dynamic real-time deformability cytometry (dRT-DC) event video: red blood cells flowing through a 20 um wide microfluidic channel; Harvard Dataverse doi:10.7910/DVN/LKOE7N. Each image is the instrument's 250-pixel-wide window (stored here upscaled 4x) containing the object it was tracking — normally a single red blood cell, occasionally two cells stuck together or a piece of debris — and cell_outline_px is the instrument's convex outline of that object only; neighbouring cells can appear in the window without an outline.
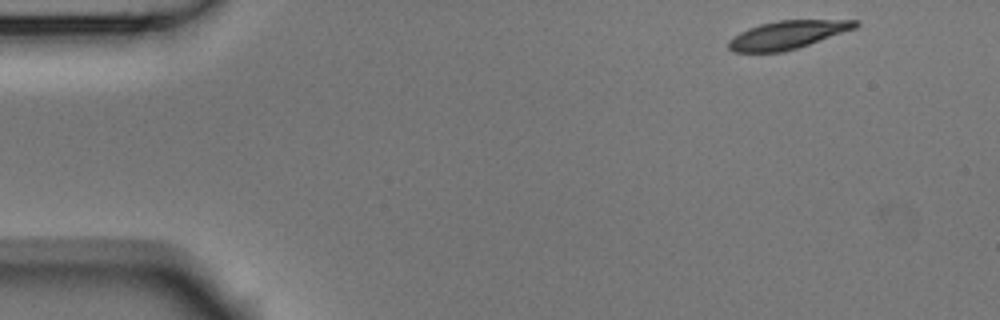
{"species": "Egyptian fruit bat (a non-hibernating species)", "species_latin": "Rousettus aegyptiacus", "temperature_condition": "room temperature", "stored_images_in_passage": 49, "camera_frame_rate_fps": 3000, "um_per_image_px": 0.085, "animal": {"sex": "male"}, "frame": {"image": 1, "passage_image": 1, "time_ms": 0.0, "image_size_px": [1000, 320], "cell_outline_px": [[860, 24], [856, 28], [784, 52], [732, 52], [728, 48], [728, 40], [740, 32], [748, 28], [760, 24], [776, 20], [860, 20]], "centroid_in_image_um": [66.91, 2.95], "position_along_channel_um": 18.1, "area_um2": 20.75}}
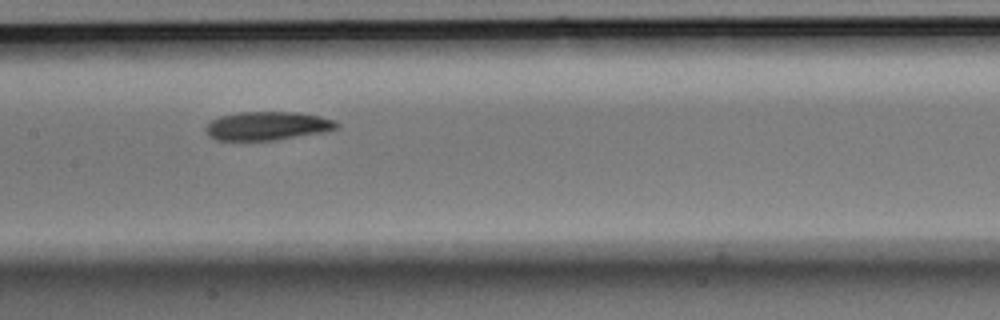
{"frame": {"image": 2, "passage_image": 22, "time_ms": 7.0, "image_size_px": [1000, 320], "cell_outline_px": [[340, 128], [324, 132], [276, 140], [216, 140], [208, 136], [204, 132], [204, 128], [212, 120], [220, 116], [236, 112], [296, 112], [320, 116], [336, 120], [340, 124]], "centroid_in_image_um": [22.74, 10.7], "position_along_channel_um": 184.7, "area_um2": 22.08}}
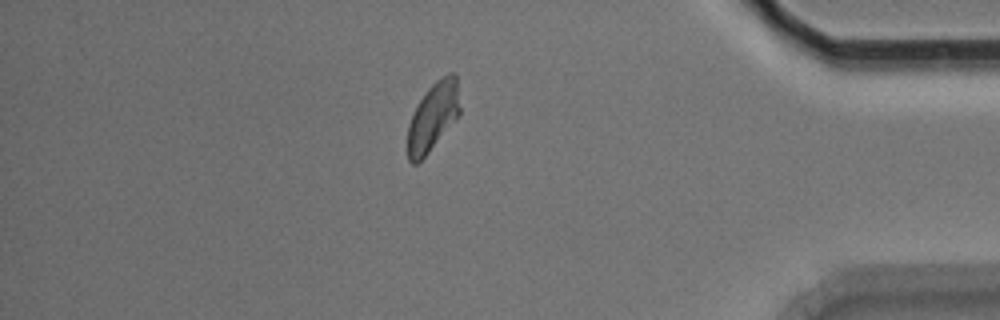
{"frame": {"image": 3, "passage_image": 42, "time_ms": 13.667, "image_size_px": [1000, 320], "cell_outline_px": [[460, 112], [428, 152], [416, 164], [412, 164], [408, 160], [408, 124], [420, 100], [428, 88], [436, 80], [448, 72], [452, 72], [456, 76], [460, 108]], "centroid_in_image_um": [36.79, 9.89], "position_along_channel_um": 398.4, "area_um2": 20.17}, "authors_computed_cell_mechanics": {"area_um2": 21.7328, "velocity_mm_per_s": 3.7287, "shape_relaxation_time_tau1_ms": 3.8879, "shape_relaxation_time_tau2_ms": 4.1145, "deformation_change_tau1": 0.1287, "deformation_change_tau2": 0.0978}}